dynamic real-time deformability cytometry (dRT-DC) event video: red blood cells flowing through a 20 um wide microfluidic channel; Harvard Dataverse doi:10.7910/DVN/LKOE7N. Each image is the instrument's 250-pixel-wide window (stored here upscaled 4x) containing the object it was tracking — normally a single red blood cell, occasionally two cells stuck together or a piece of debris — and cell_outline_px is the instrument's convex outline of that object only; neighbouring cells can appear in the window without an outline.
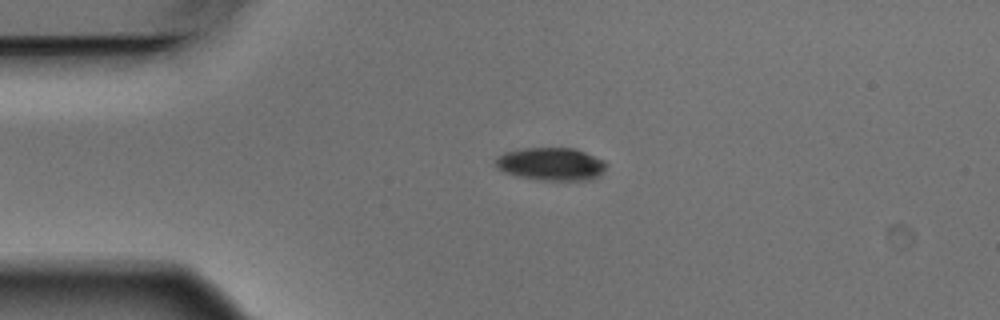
{"species": "Egyptian fruit bat (a non-hibernating species)", "species_latin": "Rousettus aegyptiacus", "temperature_condition": "warm", "stored_images_in_passage": 3, "camera_frame_rate_fps": 3000, "um_per_image_px": 0.085, "animal": {"sex": "male"}, "frame": {"image": 1, "passage_image": 3, "time_ms": 0.667, "image_size_px": [1000, 320], "cell_outline_px": [[608, 164], [592, 180], [544, 180], [520, 176], [504, 172], [496, 168], [496, 156], [504, 152], [520, 148], [576, 148], [604, 160]], "centroid_in_image_um": [46.82, 13.92], "position_along_channel_um": 38.2, "area_um2": 21.15}}